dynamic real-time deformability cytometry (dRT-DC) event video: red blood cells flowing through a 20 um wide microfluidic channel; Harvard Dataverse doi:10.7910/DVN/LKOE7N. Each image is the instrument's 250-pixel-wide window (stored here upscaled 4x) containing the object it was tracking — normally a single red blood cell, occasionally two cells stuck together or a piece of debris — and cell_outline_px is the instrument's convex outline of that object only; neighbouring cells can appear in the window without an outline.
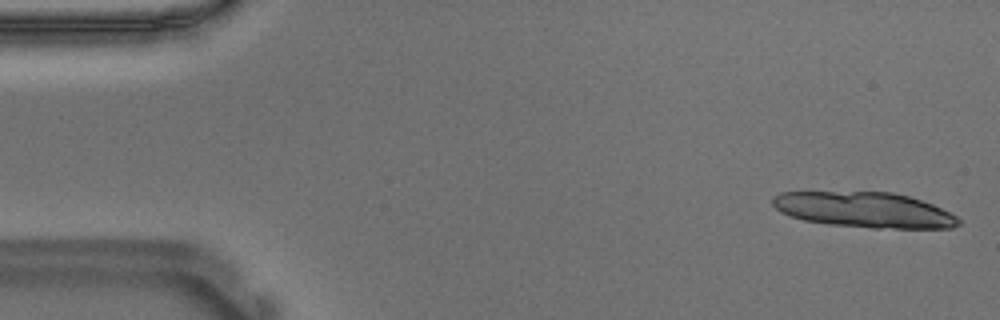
{"species": "Egyptian fruit bat (a non-hibernating species)", "species_latin": "Rousettus aegyptiacus", "temperature_condition": "warm", "stored_images_in_passage": 14, "camera_frame_rate_fps": 3000, "um_per_image_px": 0.085, "animal": {"sex": "male"}, "frame": {"image": 1, "passage_image": 1, "time_ms": 0.0, "image_size_px": [1000, 320], "cell_outline_px": [[960, 224], [952, 228], [872, 228], [828, 224], [804, 220], [780, 212], [772, 204], [772, 196], [780, 192], [892, 192], [908, 196], [932, 204], [956, 216], [960, 220]], "centroid_in_image_um": [73.45, 17.84], "position_along_channel_um": 11.6, "area_um2": 38.26}}